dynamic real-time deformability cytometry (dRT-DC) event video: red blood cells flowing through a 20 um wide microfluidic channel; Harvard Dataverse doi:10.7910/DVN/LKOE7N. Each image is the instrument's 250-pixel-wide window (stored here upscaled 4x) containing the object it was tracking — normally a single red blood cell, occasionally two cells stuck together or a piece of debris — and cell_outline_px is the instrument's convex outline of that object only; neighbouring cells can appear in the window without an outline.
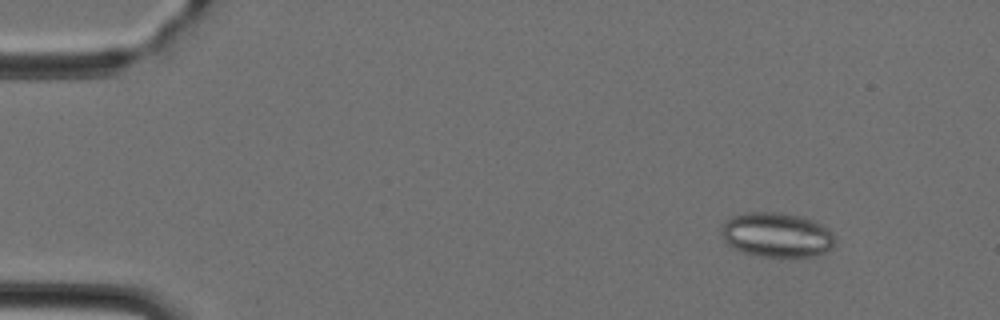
{"species": "Egyptian fruit bat (a non-hibernating species)", "species_latin": "Rousettus aegyptiacus", "temperature_condition": "cold", "stored_images_in_passage": 44, "camera_frame_rate_fps": 3000, "um_per_image_px": 0.085, "animal": {"sex": "female"}, "frame": {"image": 1, "passage_image": 1, "time_ms": 0.0, "image_size_px": [1000, 320], "cell_outline_px": [[836, 244], [832, 248], [824, 252], [812, 256], [760, 256], [744, 252], [732, 248], [724, 240], [720, 232], [724, 220], [732, 216], [744, 212], [772, 212], [800, 216], [816, 220], [828, 228], [836, 236]], "centroid_in_image_um": [66.03, 19.95], "position_along_channel_um": 19.0, "area_um2": 29.82}}
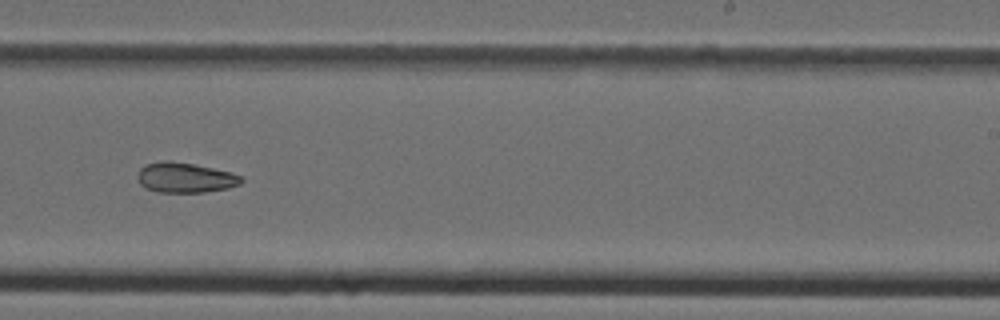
{"frame": {"image": 2, "passage_image": 26, "time_ms": 8.333, "image_size_px": [1000, 320], "cell_outline_px": [[244, 180], [240, 184], [228, 188], [204, 192], [156, 192], [140, 184], [136, 176], [140, 168], [148, 164], [164, 160], [168, 160], [192, 164], [232, 172], [240, 176]], "centroid_in_image_um": [15.74, 15.1], "position_along_channel_um": 273.3, "area_um2": 18.09}}
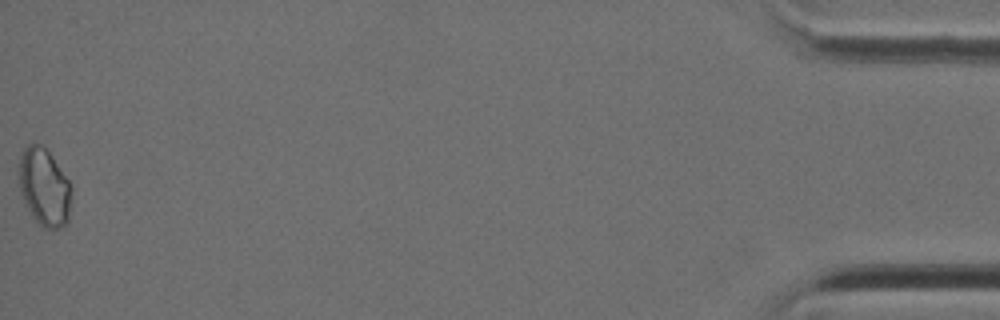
{"frame": {"image": 3, "passage_image": 44, "time_ms": 14.333, "image_size_px": [1000, 320], "cell_outline_px": [[72, 188], [68, 220], [60, 228], [44, 228], [32, 216], [20, 192], [20, 156], [24, 148], [32, 140], [40, 144], [48, 152], [68, 180]], "centroid_in_image_um": [3.76, 15.89], "position_along_channel_um": 431.4, "area_um2": 23.35}}